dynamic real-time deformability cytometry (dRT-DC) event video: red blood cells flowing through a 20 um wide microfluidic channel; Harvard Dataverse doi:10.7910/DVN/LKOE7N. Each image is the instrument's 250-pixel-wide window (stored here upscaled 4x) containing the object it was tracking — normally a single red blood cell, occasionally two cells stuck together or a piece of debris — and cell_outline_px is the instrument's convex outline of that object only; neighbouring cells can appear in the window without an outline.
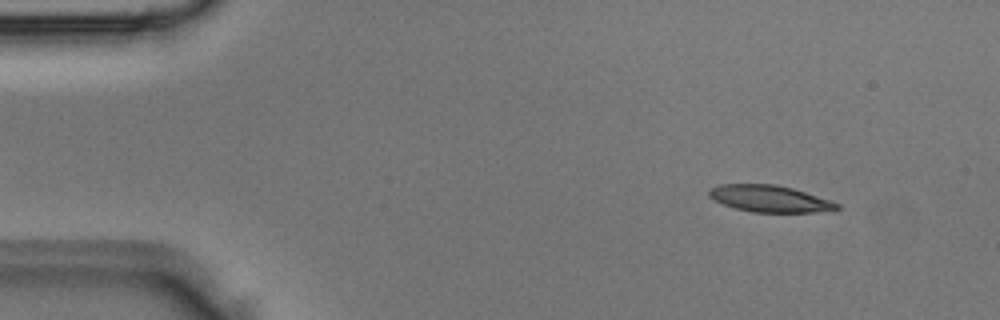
{"species": "Egyptian fruit bat (a non-hibernating species)", "species_latin": "Rousettus aegyptiacus", "temperature_condition": "room temperature", "stored_images_in_passage": 3, "camera_frame_rate_fps": 3000, "um_per_image_px": 0.085, "animal": {"sex": "male"}, "frame": {"image": 1, "passage_image": 1, "time_ms": 0.0, "image_size_px": [1000, 320], "cell_outline_px": [[840, 208], [832, 212], [752, 212], [736, 208], [724, 204], [708, 196], [708, 188], [716, 184], [776, 184], [792, 188], [832, 200], [840, 204]], "centroid_in_image_um": [65.47, 16.88], "position_along_channel_um": 19.5, "area_um2": 20.17}}